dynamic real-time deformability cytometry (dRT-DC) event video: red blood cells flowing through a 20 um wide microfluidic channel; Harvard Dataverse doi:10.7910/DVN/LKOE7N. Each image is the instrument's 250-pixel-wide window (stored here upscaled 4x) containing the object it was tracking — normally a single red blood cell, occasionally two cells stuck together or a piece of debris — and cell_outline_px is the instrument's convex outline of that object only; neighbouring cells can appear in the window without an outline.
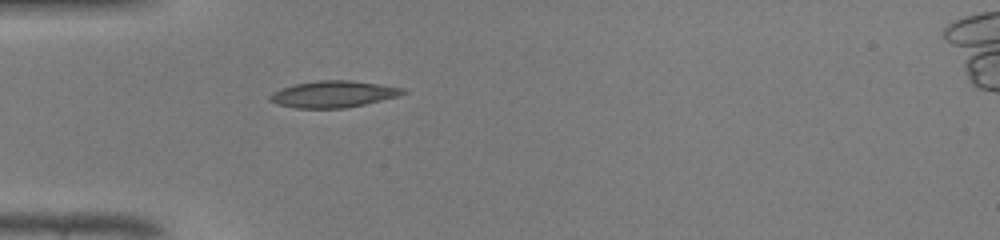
{"species": "common noctule bat (a hibernating species)", "species_latin": "Nyctalus noctula", "temperature_condition": "warm", "stored_images_in_passage": 34, "camera_frame_rate_fps": 3000, "um_per_image_px": 0.085, "animal": {"sex": "male", "body_mass_g": 19.0, "forearm_length_mm": 50.8}, "frame": {"image": 1, "passage_image": 1, "time_ms": 0.0, "image_size_px": [1000, 240], "cell_outline_px": [[408, 92], [396, 96], [364, 104], [344, 108], [296, 108], [276, 104], [268, 100], [268, 96], [272, 92], [280, 88], [296, 84], [320, 80], [352, 80], [404, 88]], "centroid_in_image_um": [28.28, 8.0], "position_along_channel_um": 56.7, "area_um2": 20.52}}
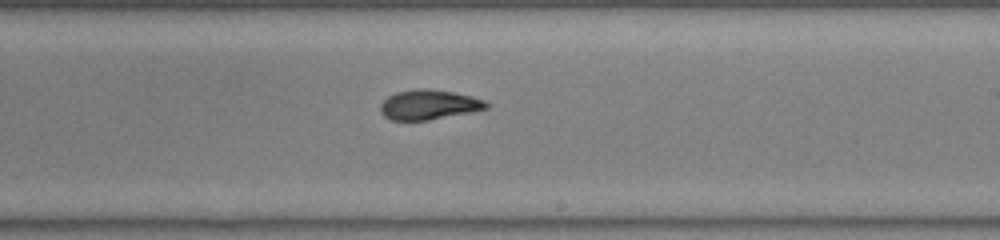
{"frame": {"image": 2, "passage_image": 15, "time_ms": 4.667, "image_size_px": [1000, 240], "cell_outline_px": [[488, 108], [472, 112], [428, 120], [392, 120], [384, 116], [380, 112], [380, 104], [388, 96], [396, 92], [416, 88], [428, 88], [452, 92], [472, 96], [484, 100], [488, 104]], "centroid_in_image_um": [36.44, 8.89], "position_along_channel_um": 252.6, "area_um2": 18.44}}
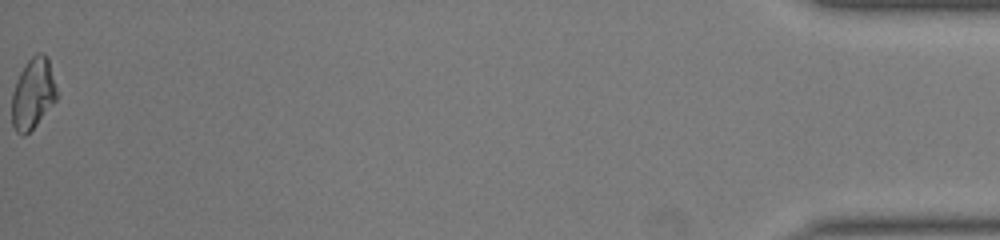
{"frame": {"image": 3, "passage_image": 34, "time_ms": 11.0, "image_size_px": [1000, 240], "cell_outline_px": [[56, 100], [36, 124], [24, 136], [16, 132], [12, 124], [12, 92], [16, 80], [24, 64], [36, 52], [40, 52], [48, 56], [56, 88]], "centroid_in_image_um": [2.78, 7.93], "position_along_channel_um": 432.4, "area_um2": 18.44}, "authors_computed_cell_mechanics": {"area_um2": 18.6405, "velocity_mm_per_s": 4.335, "shape_relaxation_time_tau1_ms": 6.7333, "shape_relaxation_time_tau2_ms": 1.9477, "deformation_change_tau1": 0.2221, "deformation_change_tau2": 0.078}}